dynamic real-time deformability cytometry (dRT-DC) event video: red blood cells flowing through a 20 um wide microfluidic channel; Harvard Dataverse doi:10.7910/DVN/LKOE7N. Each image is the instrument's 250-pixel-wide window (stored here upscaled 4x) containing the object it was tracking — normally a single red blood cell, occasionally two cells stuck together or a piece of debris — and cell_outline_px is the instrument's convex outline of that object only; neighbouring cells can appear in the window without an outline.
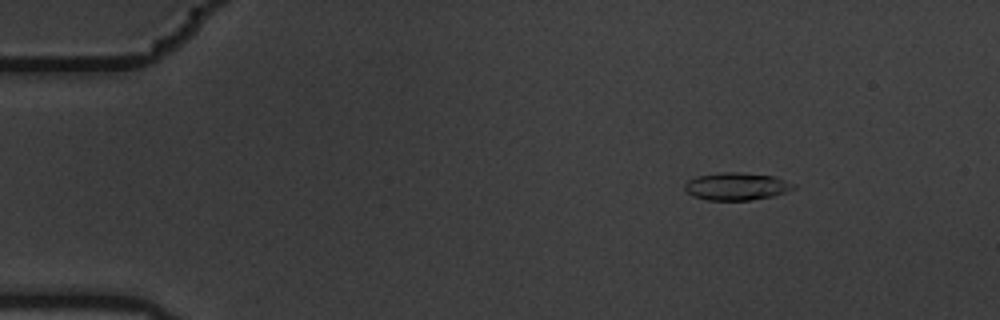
{"species": "common noctule bat (a hibernating species)", "species_latin": "Nyctalus noctula", "temperature_condition": "warm", "stored_images_in_passage": 4, "camera_frame_rate_fps": 3000, "um_per_image_px": 0.085, "animal": {"sex": "male", "body_mass_g": 19.5, "forearm_length_mm": 54.6}, "frame": {"image": 1, "passage_image": 1, "time_ms": 0.0, "image_size_px": [1000, 320], "cell_outline_px": [[796, 188], [772, 196], [748, 200], [708, 200], [692, 196], [684, 188], [684, 184], [688, 180], [696, 176], [724, 172], [740, 172], [776, 176], [796, 184]], "centroid_in_image_um": [62.61, 15.83], "position_along_channel_um": 22.4, "area_um2": 17.51}}
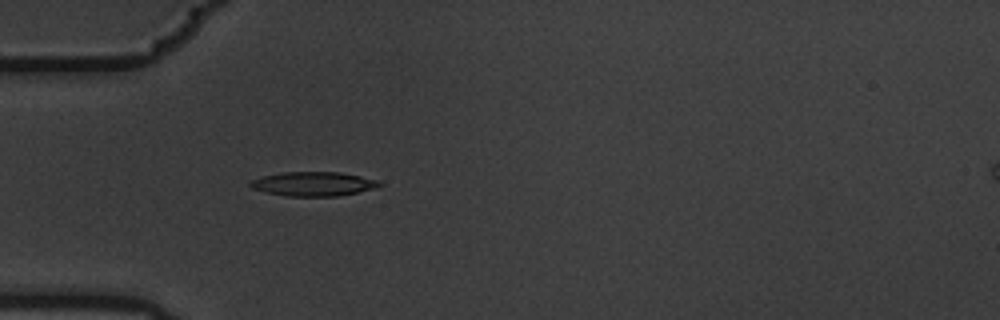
{"frame": {"image": 2, "passage_image": 4, "time_ms": 1.0, "image_size_px": [1000, 320], "cell_outline_px": [[384, 184], [376, 188], [336, 196], [284, 196], [264, 192], [252, 188], [248, 184], [252, 180], [264, 176], [284, 172], [340, 172], [360, 176], [376, 180]], "centroid_in_image_um": [26.62, 15.63], "position_along_channel_um": 58.4, "area_um2": 18.09}}